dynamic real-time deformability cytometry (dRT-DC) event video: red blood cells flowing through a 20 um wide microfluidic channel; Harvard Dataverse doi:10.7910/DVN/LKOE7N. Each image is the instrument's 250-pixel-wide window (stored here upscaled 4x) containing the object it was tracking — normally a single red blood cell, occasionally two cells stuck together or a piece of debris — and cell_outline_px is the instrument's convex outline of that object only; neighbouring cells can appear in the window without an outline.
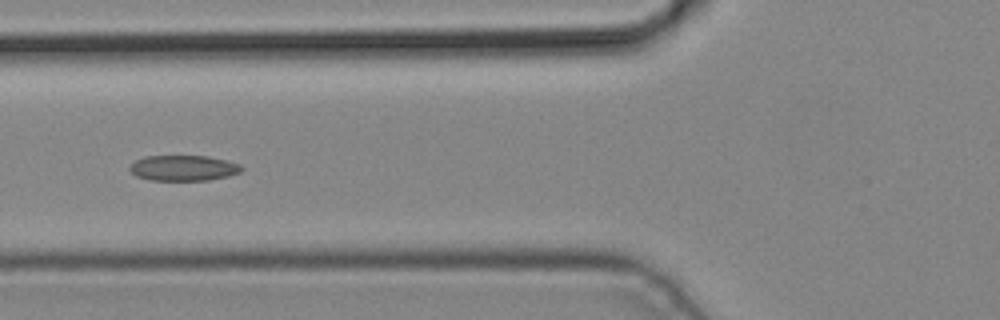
{"species": "common noctule bat (a hibernating species)", "species_latin": "Nyctalus noctula", "temperature_condition": "cold", "stored_images_in_passage": 3, "camera_frame_rate_fps": 3000, "um_per_image_px": 0.085, "animal": {"sex": "male", "body_mass_g": 19.2, "forearm_length_mm": 51.8}, "frame": {"image": 1, "passage_image": 3, "time_ms": 0.667, "image_size_px": [1000, 320], "cell_outline_px": [[244, 168], [240, 172], [228, 176], [208, 180], [148, 180], [136, 176], [128, 168], [136, 160], [144, 156], [208, 156], [228, 160], [240, 164]], "centroid_in_image_um": [15.61, 14.28], "position_along_channel_um": 110.2, "area_um2": 16.7}}